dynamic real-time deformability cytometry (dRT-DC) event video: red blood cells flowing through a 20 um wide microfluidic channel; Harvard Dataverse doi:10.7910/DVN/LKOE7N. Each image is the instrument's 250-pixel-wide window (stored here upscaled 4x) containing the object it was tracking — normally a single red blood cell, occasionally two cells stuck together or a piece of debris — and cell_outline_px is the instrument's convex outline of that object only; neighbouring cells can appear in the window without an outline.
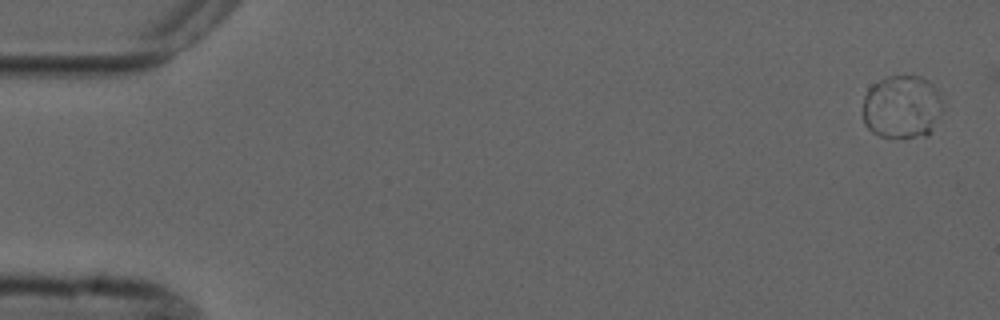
{"species": "common noctule bat (a hibernating species)", "species_latin": "Nyctalus noctula", "temperature_condition": "cold", "stored_images_in_passage": 6, "camera_frame_rate_fps": 3000, "um_per_image_px": 0.085, "animal": {"sex": "male", "forearm_length_mm": 52.5}, "frame": {"image": 1, "passage_image": 1, "time_ms": 0.0, "image_size_px": [1000, 320], "cell_outline_px": [[940, 112], [928, 136], [880, 136], [872, 132], [864, 124], [864, 96], [868, 88], [872, 84], [888, 76], [920, 76], [928, 80], [936, 88], [940, 100]], "centroid_in_image_um": [76.63, 9.06], "position_along_channel_um": 8.4, "area_um2": 29.02}}
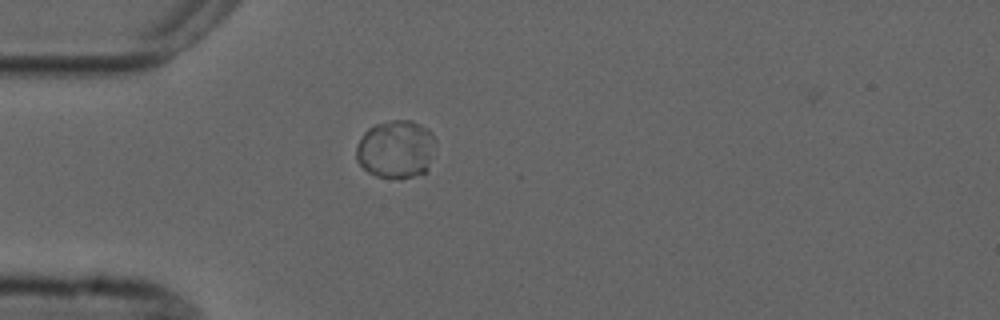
{"frame": {"image": 2, "passage_image": 5, "time_ms": 4.667, "image_size_px": [1000, 320], "cell_outline_px": [[436, 140], [428, 172], [412, 176], [376, 176], [368, 172], [356, 160], [356, 148], [364, 132], [368, 128], [376, 124], [392, 120], [412, 120], [428, 128], [432, 132]], "centroid_in_image_um": [33.68, 12.65], "position_along_channel_um": 51.3, "area_um2": 26.76}}